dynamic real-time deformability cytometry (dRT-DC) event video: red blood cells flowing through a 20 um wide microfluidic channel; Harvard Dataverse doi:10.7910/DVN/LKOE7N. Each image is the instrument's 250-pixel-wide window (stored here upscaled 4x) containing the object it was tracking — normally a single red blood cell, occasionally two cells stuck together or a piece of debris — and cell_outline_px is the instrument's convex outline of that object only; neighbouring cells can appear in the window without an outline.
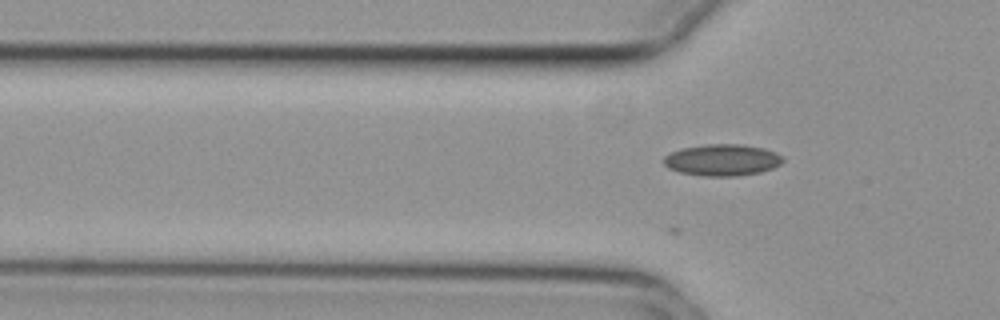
{"species": "common noctule bat (a hibernating species)", "species_latin": "Nyctalus noctula", "temperature_condition": "cold", "stored_images_in_passage": 7, "camera_frame_rate_fps": 3000, "um_per_image_px": 0.085, "animal": {"sex": "female", "body_mass_g": 29.2, "forearm_length_mm": 56.3}, "frame": {"image": 1, "passage_image": 2, "time_ms": 0.333, "image_size_px": [1000, 320], "cell_outline_px": [[784, 160], [780, 164], [772, 168], [760, 172], [736, 176], [704, 176], [680, 172], [668, 168], [664, 164], [664, 156], [680, 148], [704, 144], [744, 144], [764, 148], [776, 152], [784, 156]], "centroid_in_image_um": [61.41, 13.59], "position_along_channel_um": 64.4, "area_um2": 22.08}}
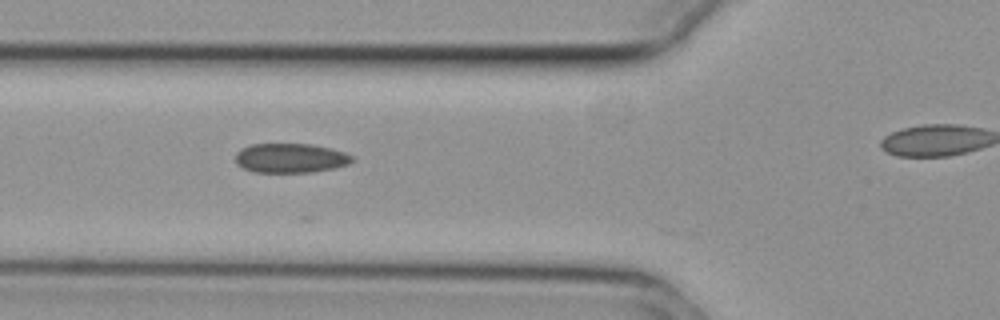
{"frame": {"image": 2, "passage_image": 5, "time_ms": 1.333, "image_size_px": [1000, 320], "cell_outline_px": [[352, 160], [348, 164], [336, 168], [312, 172], [256, 172], [244, 168], [236, 164], [236, 152], [240, 148], [252, 144], [312, 144], [332, 148], [344, 152], [352, 156]], "centroid_in_image_um": [24.69, 13.43], "position_along_channel_um": 101.1, "area_um2": 20.06}}